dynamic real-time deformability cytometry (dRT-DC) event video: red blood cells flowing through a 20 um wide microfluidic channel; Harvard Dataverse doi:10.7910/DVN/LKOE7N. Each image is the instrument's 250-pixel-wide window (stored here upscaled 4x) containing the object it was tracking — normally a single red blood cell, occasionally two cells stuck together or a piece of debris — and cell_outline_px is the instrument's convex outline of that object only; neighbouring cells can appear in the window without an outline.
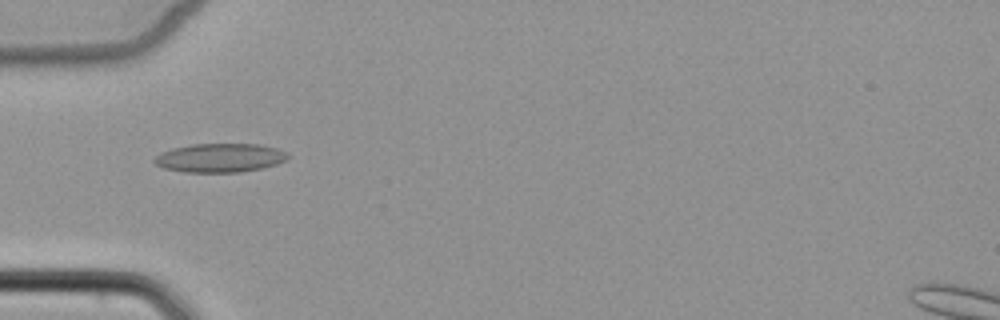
{"species": "common noctule bat (a hibernating species)", "species_latin": "Nyctalus noctula", "temperature_condition": "cold", "stored_images_in_passage": 6, "camera_frame_rate_fps": 3000, "um_per_image_px": 0.085, "animal": {"sex": "female", "body_mass_g": 22.7, "forearm_length_mm": 54.2}, "frame": {"image": 1, "passage_image": 5, "time_ms": 4.667, "image_size_px": [1000, 320], "cell_outline_px": [[288, 160], [276, 164], [260, 168], [240, 172], [184, 172], [164, 168], [156, 164], [152, 160], [160, 152], [172, 148], [192, 144], [256, 144], [276, 148], [288, 152]], "centroid_in_image_um": [18.68, 13.41], "position_along_channel_um": 66.3, "area_um2": 22.43}}
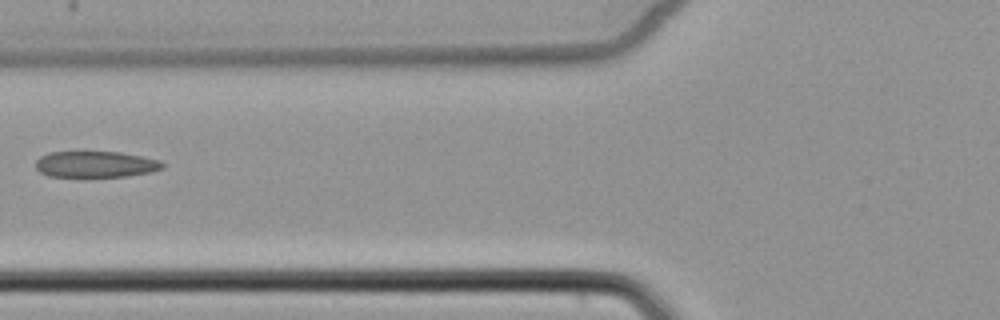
{"frame": {"image": 2, "passage_image": 6, "time_ms": 6.0, "image_size_px": [1000, 320], "cell_outline_px": [[164, 168], [152, 172], [128, 176], [84, 180], [48, 176], [40, 172], [36, 168], [36, 160], [40, 156], [48, 152], [120, 152], [160, 160], [164, 164]], "centroid_in_image_um": [8.09, 14.02], "position_along_channel_um": 117.7, "area_um2": 20.46}}